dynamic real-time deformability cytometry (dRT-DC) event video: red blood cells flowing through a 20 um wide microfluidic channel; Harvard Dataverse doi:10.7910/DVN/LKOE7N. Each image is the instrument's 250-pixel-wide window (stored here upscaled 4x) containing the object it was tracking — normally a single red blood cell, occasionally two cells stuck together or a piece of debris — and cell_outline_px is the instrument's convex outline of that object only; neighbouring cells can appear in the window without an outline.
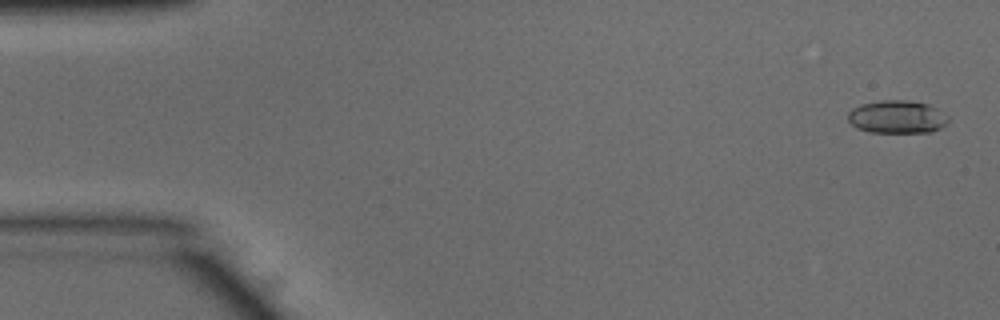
{"species": "common noctule bat (a hibernating species)", "species_latin": "Nyctalus noctula", "temperature_condition": "warm", "stored_images_in_passage": 52, "camera_frame_rate_fps": 3000, "um_per_image_px": 0.085, "animal": {"sex": "male", "body_mass_g": 15.6}, "frame": {"image": 1, "passage_image": 2, "time_ms": 0.333, "image_size_px": [1000, 320], "cell_outline_px": [[948, 124], [932, 132], [868, 132], [856, 128], [848, 120], [848, 112], [852, 108], [860, 104], [880, 100], [908, 100], [928, 104], [936, 108], [948, 116]], "centroid_in_image_um": [76.24, 9.93], "position_along_channel_um": 8.8, "area_um2": 19.42}}
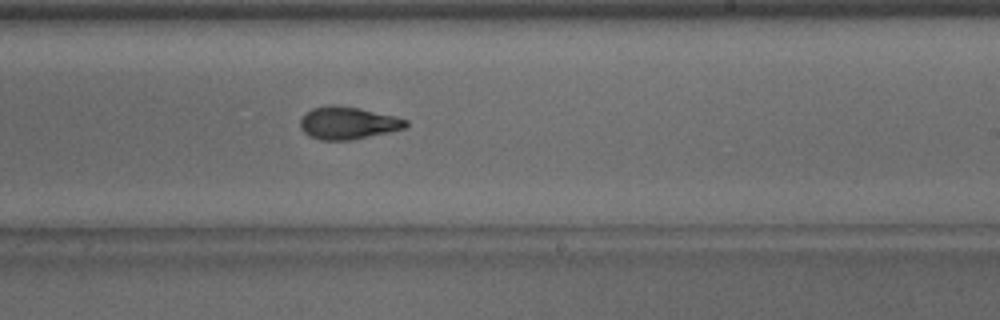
{"frame": {"image": 2, "passage_image": 31, "time_ms": 10.0, "image_size_px": [1000, 320], "cell_outline_px": [[408, 124], [404, 128], [388, 132], [348, 140], [320, 140], [308, 136], [300, 128], [300, 120], [304, 112], [312, 108], [328, 104], [336, 104], [360, 108], [396, 116], [408, 120]], "centroid_in_image_um": [29.52, 10.43], "position_along_channel_um": 259.5, "area_um2": 20.17}}
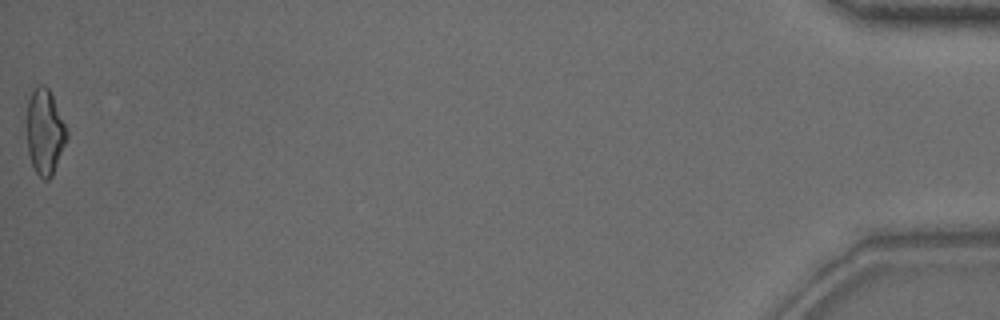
{"frame": {"image": 3, "passage_image": 52, "time_ms": 17.0, "image_size_px": [1000, 320], "cell_outline_px": [[68, 136], [52, 176], [48, 180], [44, 180], [36, 172], [32, 164], [28, 152], [24, 128], [28, 100], [32, 88], [40, 84], [44, 84], [48, 88], [68, 128]], "centroid_in_image_um": [3.77, 11.17], "position_along_channel_um": 431.4, "area_um2": 20.52}, "authors_computed_cell_mechanics": {"area_um2": 19.5364, "velocity_mm_per_s": 3.9083, "shape_relaxation_time_tau1_ms": 7.5132, "shape_relaxation_time_tau2_ms": 2.1179, "deformation_change_tau1": 0.2091, "deformation_change_tau2": 0.0885}}